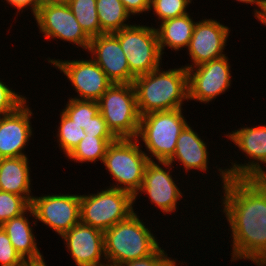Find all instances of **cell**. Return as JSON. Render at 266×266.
Here are the masks:
<instances>
[{
  "instance_id": "obj_12",
  "label": "cell",
  "mask_w": 266,
  "mask_h": 266,
  "mask_svg": "<svg viewBox=\"0 0 266 266\" xmlns=\"http://www.w3.org/2000/svg\"><path fill=\"white\" fill-rule=\"evenodd\" d=\"M46 39L72 42L86 51L91 38L84 32L68 4L40 5L33 16Z\"/></svg>"
},
{
  "instance_id": "obj_4",
  "label": "cell",
  "mask_w": 266,
  "mask_h": 266,
  "mask_svg": "<svg viewBox=\"0 0 266 266\" xmlns=\"http://www.w3.org/2000/svg\"><path fill=\"white\" fill-rule=\"evenodd\" d=\"M138 142L136 138H117L108 146L103 160L116 181V185L109 187L129 192L133 196L140 190L146 166L150 162L147 157L149 153L142 151Z\"/></svg>"
},
{
  "instance_id": "obj_13",
  "label": "cell",
  "mask_w": 266,
  "mask_h": 266,
  "mask_svg": "<svg viewBox=\"0 0 266 266\" xmlns=\"http://www.w3.org/2000/svg\"><path fill=\"white\" fill-rule=\"evenodd\" d=\"M47 60L64 73L72 83L78 93L75 99L98 101L113 84L92 58L64 61L48 58Z\"/></svg>"
},
{
  "instance_id": "obj_18",
  "label": "cell",
  "mask_w": 266,
  "mask_h": 266,
  "mask_svg": "<svg viewBox=\"0 0 266 266\" xmlns=\"http://www.w3.org/2000/svg\"><path fill=\"white\" fill-rule=\"evenodd\" d=\"M32 115L25 101L15 111L0 116V158L26 156L23 151L33 133Z\"/></svg>"
},
{
  "instance_id": "obj_15",
  "label": "cell",
  "mask_w": 266,
  "mask_h": 266,
  "mask_svg": "<svg viewBox=\"0 0 266 266\" xmlns=\"http://www.w3.org/2000/svg\"><path fill=\"white\" fill-rule=\"evenodd\" d=\"M171 169L172 165L169 162L150 161L146 166L141 188L134 196V201L138 198L139 193L144 192L148 195L151 203L160 208L161 212L163 211V214L167 215V213L176 211L177 202L182 199L183 195L170 174Z\"/></svg>"
},
{
  "instance_id": "obj_28",
  "label": "cell",
  "mask_w": 266,
  "mask_h": 266,
  "mask_svg": "<svg viewBox=\"0 0 266 266\" xmlns=\"http://www.w3.org/2000/svg\"><path fill=\"white\" fill-rule=\"evenodd\" d=\"M30 207L31 204L23 196L0 191V226L9 219L22 215Z\"/></svg>"
},
{
  "instance_id": "obj_31",
  "label": "cell",
  "mask_w": 266,
  "mask_h": 266,
  "mask_svg": "<svg viewBox=\"0 0 266 266\" xmlns=\"http://www.w3.org/2000/svg\"><path fill=\"white\" fill-rule=\"evenodd\" d=\"M26 99L0 80V116L15 111Z\"/></svg>"
},
{
  "instance_id": "obj_37",
  "label": "cell",
  "mask_w": 266,
  "mask_h": 266,
  "mask_svg": "<svg viewBox=\"0 0 266 266\" xmlns=\"http://www.w3.org/2000/svg\"><path fill=\"white\" fill-rule=\"evenodd\" d=\"M70 0H40L41 5L68 4Z\"/></svg>"
},
{
  "instance_id": "obj_40",
  "label": "cell",
  "mask_w": 266,
  "mask_h": 266,
  "mask_svg": "<svg viewBox=\"0 0 266 266\" xmlns=\"http://www.w3.org/2000/svg\"><path fill=\"white\" fill-rule=\"evenodd\" d=\"M27 266H39V264H28Z\"/></svg>"
},
{
  "instance_id": "obj_36",
  "label": "cell",
  "mask_w": 266,
  "mask_h": 266,
  "mask_svg": "<svg viewBox=\"0 0 266 266\" xmlns=\"http://www.w3.org/2000/svg\"><path fill=\"white\" fill-rule=\"evenodd\" d=\"M237 2H243V3H246V4H255L257 5V7L259 9H254V15H255V18L259 15L260 11H261V8H262V0H236ZM259 10V11H258Z\"/></svg>"
},
{
  "instance_id": "obj_33",
  "label": "cell",
  "mask_w": 266,
  "mask_h": 266,
  "mask_svg": "<svg viewBox=\"0 0 266 266\" xmlns=\"http://www.w3.org/2000/svg\"><path fill=\"white\" fill-rule=\"evenodd\" d=\"M84 131L86 135L94 137H115L107 128L106 122L100 113L92 118V121L87 128H84Z\"/></svg>"
},
{
  "instance_id": "obj_20",
  "label": "cell",
  "mask_w": 266,
  "mask_h": 266,
  "mask_svg": "<svg viewBox=\"0 0 266 266\" xmlns=\"http://www.w3.org/2000/svg\"><path fill=\"white\" fill-rule=\"evenodd\" d=\"M27 212L29 209L22 215L4 222L1 227L8 235L16 251L28 264H41L45 262V259L37 247L33 228L25 215Z\"/></svg>"
},
{
  "instance_id": "obj_16",
  "label": "cell",
  "mask_w": 266,
  "mask_h": 266,
  "mask_svg": "<svg viewBox=\"0 0 266 266\" xmlns=\"http://www.w3.org/2000/svg\"><path fill=\"white\" fill-rule=\"evenodd\" d=\"M88 52L113 84L133 83L135 76L130 72L119 40L112 33L91 38Z\"/></svg>"
},
{
  "instance_id": "obj_1",
  "label": "cell",
  "mask_w": 266,
  "mask_h": 266,
  "mask_svg": "<svg viewBox=\"0 0 266 266\" xmlns=\"http://www.w3.org/2000/svg\"><path fill=\"white\" fill-rule=\"evenodd\" d=\"M222 188V211L233 237L231 261L266 266V183L261 178H228Z\"/></svg>"
},
{
  "instance_id": "obj_7",
  "label": "cell",
  "mask_w": 266,
  "mask_h": 266,
  "mask_svg": "<svg viewBox=\"0 0 266 266\" xmlns=\"http://www.w3.org/2000/svg\"><path fill=\"white\" fill-rule=\"evenodd\" d=\"M134 196L116 188L80 195V222L106 231L133 213Z\"/></svg>"
},
{
  "instance_id": "obj_27",
  "label": "cell",
  "mask_w": 266,
  "mask_h": 266,
  "mask_svg": "<svg viewBox=\"0 0 266 266\" xmlns=\"http://www.w3.org/2000/svg\"><path fill=\"white\" fill-rule=\"evenodd\" d=\"M59 124L60 126L57 129V142H59V149L63 150L67 157L79 142L86 137V132L63 112L60 113Z\"/></svg>"
},
{
  "instance_id": "obj_6",
  "label": "cell",
  "mask_w": 266,
  "mask_h": 266,
  "mask_svg": "<svg viewBox=\"0 0 266 266\" xmlns=\"http://www.w3.org/2000/svg\"><path fill=\"white\" fill-rule=\"evenodd\" d=\"M97 102L107 128L116 138H137L141 116L133 83L112 84Z\"/></svg>"
},
{
  "instance_id": "obj_38",
  "label": "cell",
  "mask_w": 266,
  "mask_h": 266,
  "mask_svg": "<svg viewBox=\"0 0 266 266\" xmlns=\"http://www.w3.org/2000/svg\"><path fill=\"white\" fill-rule=\"evenodd\" d=\"M262 24L266 25V3H262L259 15L256 17Z\"/></svg>"
},
{
  "instance_id": "obj_35",
  "label": "cell",
  "mask_w": 266,
  "mask_h": 266,
  "mask_svg": "<svg viewBox=\"0 0 266 266\" xmlns=\"http://www.w3.org/2000/svg\"><path fill=\"white\" fill-rule=\"evenodd\" d=\"M5 1L11 6L15 7L18 10L17 12L28 7L32 11L33 15H35L38 12V9L41 5L40 0H5Z\"/></svg>"
},
{
  "instance_id": "obj_3",
  "label": "cell",
  "mask_w": 266,
  "mask_h": 266,
  "mask_svg": "<svg viewBox=\"0 0 266 266\" xmlns=\"http://www.w3.org/2000/svg\"><path fill=\"white\" fill-rule=\"evenodd\" d=\"M137 213L104 231L107 266L121 265L154 253L159 247L154 234Z\"/></svg>"
},
{
  "instance_id": "obj_23",
  "label": "cell",
  "mask_w": 266,
  "mask_h": 266,
  "mask_svg": "<svg viewBox=\"0 0 266 266\" xmlns=\"http://www.w3.org/2000/svg\"><path fill=\"white\" fill-rule=\"evenodd\" d=\"M96 9L104 33H114L131 26L130 23H125L131 14L125 9L121 0H96Z\"/></svg>"
},
{
  "instance_id": "obj_30",
  "label": "cell",
  "mask_w": 266,
  "mask_h": 266,
  "mask_svg": "<svg viewBox=\"0 0 266 266\" xmlns=\"http://www.w3.org/2000/svg\"><path fill=\"white\" fill-rule=\"evenodd\" d=\"M0 263L1 266L28 265V263L16 251L8 235L1 226H0Z\"/></svg>"
},
{
  "instance_id": "obj_25",
  "label": "cell",
  "mask_w": 266,
  "mask_h": 266,
  "mask_svg": "<svg viewBox=\"0 0 266 266\" xmlns=\"http://www.w3.org/2000/svg\"><path fill=\"white\" fill-rule=\"evenodd\" d=\"M68 6L90 38L105 34L99 23L96 0H70Z\"/></svg>"
},
{
  "instance_id": "obj_24",
  "label": "cell",
  "mask_w": 266,
  "mask_h": 266,
  "mask_svg": "<svg viewBox=\"0 0 266 266\" xmlns=\"http://www.w3.org/2000/svg\"><path fill=\"white\" fill-rule=\"evenodd\" d=\"M116 139V137L86 135L67 157L77 163H95L98 160L103 163L108 146Z\"/></svg>"
},
{
  "instance_id": "obj_32",
  "label": "cell",
  "mask_w": 266,
  "mask_h": 266,
  "mask_svg": "<svg viewBox=\"0 0 266 266\" xmlns=\"http://www.w3.org/2000/svg\"><path fill=\"white\" fill-rule=\"evenodd\" d=\"M168 254L159 247L147 257L125 262L116 266H177L176 259L172 260Z\"/></svg>"
},
{
  "instance_id": "obj_19",
  "label": "cell",
  "mask_w": 266,
  "mask_h": 266,
  "mask_svg": "<svg viewBox=\"0 0 266 266\" xmlns=\"http://www.w3.org/2000/svg\"><path fill=\"white\" fill-rule=\"evenodd\" d=\"M206 142L187 124L177 139L174 155L167 161H179L186 172L190 170L208 171V150Z\"/></svg>"
},
{
  "instance_id": "obj_11",
  "label": "cell",
  "mask_w": 266,
  "mask_h": 266,
  "mask_svg": "<svg viewBox=\"0 0 266 266\" xmlns=\"http://www.w3.org/2000/svg\"><path fill=\"white\" fill-rule=\"evenodd\" d=\"M228 56L187 69L188 100L208 103L231 86Z\"/></svg>"
},
{
  "instance_id": "obj_14",
  "label": "cell",
  "mask_w": 266,
  "mask_h": 266,
  "mask_svg": "<svg viewBox=\"0 0 266 266\" xmlns=\"http://www.w3.org/2000/svg\"><path fill=\"white\" fill-rule=\"evenodd\" d=\"M229 29L214 19L196 22L187 47L192 64L185 65V68L190 69L225 56L223 50L226 47Z\"/></svg>"
},
{
  "instance_id": "obj_17",
  "label": "cell",
  "mask_w": 266,
  "mask_h": 266,
  "mask_svg": "<svg viewBox=\"0 0 266 266\" xmlns=\"http://www.w3.org/2000/svg\"><path fill=\"white\" fill-rule=\"evenodd\" d=\"M61 237L76 266H107L103 231L79 222Z\"/></svg>"
},
{
  "instance_id": "obj_26",
  "label": "cell",
  "mask_w": 266,
  "mask_h": 266,
  "mask_svg": "<svg viewBox=\"0 0 266 266\" xmlns=\"http://www.w3.org/2000/svg\"><path fill=\"white\" fill-rule=\"evenodd\" d=\"M62 112L80 127L87 128L92 118L98 115L99 103L94 100L69 98Z\"/></svg>"
},
{
  "instance_id": "obj_10",
  "label": "cell",
  "mask_w": 266,
  "mask_h": 266,
  "mask_svg": "<svg viewBox=\"0 0 266 266\" xmlns=\"http://www.w3.org/2000/svg\"><path fill=\"white\" fill-rule=\"evenodd\" d=\"M29 216L49 226L62 236L80 222V195L54 194L32 198ZM36 222V223H35Z\"/></svg>"
},
{
  "instance_id": "obj_9",
  "label": "cell",
  "mask_w": 266,
  "mask_h": 266,
  "mask_svg": "<svg viewBox=\"0 0 266 266\" xmlns=\"http://www.w3.org/2000/svg\"><path fill=\"white\" fill-rule=\"evenodd\" d=\"M226 137L252 160L244 164L230 162L232 166L224 170L220 167L218 171L222 183L224 184L228 178H262L266 173L264 167L260 165L262 163L266 165V125L251 126V128L246 125L228 133Z\"/></svg>"
},
{
  "instance_id": "obj_39",
  "label": "cell",
  "mask_w": 266,
  "mask_h": 266,
  "mask_svg": "<svg viewBox=\"0 0 266 266\" xmlns=\"http://www.w3.org/2000/svg\"><path fill=\"white\" fill-rule=\"evenodd\" d=\"M266 183V173L261 178Z\"/></svg>"
},
{
  "instance_id": "obj_22",
  "label": "cell",
  "mask_w": 266,
  "mask_h": 266,
  "mask_svg": "<svg viewBox=\"0 0 266 266\" xmlns=\"http://www.w3.org/2000/svg\"><path fill=\"white\" fill-rule=\"evenodd\" d=\"M195 23L189 13L162 21L160 28H156L161 54L167 46L175 51L187 48Z\"/></svg>"
},
{
  "instance_id": "obj_34",
  "label": "cell",
  "mask_w": 266,
  "mask_h": 266,
  "mask_svg": "<svg viewBox=\"0 0 266 266\" xmlns=\"http://www.w3.org/2000/svg\"><path fill=\"white\" fill-rule=\"evenodd\" d=\"M121 2L131 15L148 12L151 7V0H121Z\"/></svg>"
},
{
  "instance_id": "obj_2",
  "label": "cell",
  "mask_w": 266,
  "mask_h": 266,
  "mask_svg": "<svg viewBox=\"0 0 266 266\" xmlns=\"http://www.w3.org/2000/svg\"><path fill=\"white\" fill-rule=\"evenodd\" d=\"M160 69L137 76L133 81L140 116L182 108L183 101H188L187 69L183 65L166 71Z\"/></svg>"
},
{
  "instance_id": "obj_21",
  "label": "cell",
  "mask_w": 266,
  "mask_h": 266,
  "mask_svg": "<svg viewBox=\"0 0 266 266\" xmlns=\"http://www.w3.org/2000/svg\"><path fill=\"white\" fill-rule=\"evenodd\" d=\"M28 162L27 156L0 158V191L23 196L31 204L34 196Z\"/></svg>"
},
{
  "instance_id": "obj_8",
  "label": "cell",
  "mask_w": 266,
  "mask_h": 266,
  "mask_svg": "<svg viewBox=\"0 0 266 266\" xmlns=\"http://www.w3.org/2000/svg\"><path fill=\"white\" fill-rule=\"evenodd\" d=\"M112 34L119 40L130 72L135 77L161 67L162 54L156 28L134 24Z\"/></svg>"
},
{
  "instance_id": "obj_5",
  "label": "cell",
  "mask_w": 266,
  "mask_h": 266,
  "mask_svg": "<svg viewBox=\"0 0 266 266\" xmlns=\"http://www.w3.org/2000/svg\"><path fill=\"white\" fill-rule=\"evenodd\" d=\"M182 108L155 111L140 117L139 132L136 139L144 142L150 161L167 162L176 149L177 139L188 124L182 113Z\"/></svg>"
},
{
  "instance_id": "obj_29",
  "label": "cell",
  "mask_w": 266,
  "mask_h": 266,
  "mask_svg": "<svg viewBox=\"0 0 266 266\" xmlns=\"http://www.w3.org/2000/svg\"><path fill=\"white\" fill-rule=\"evenodd\" d=\"M192 0H151L150 11L158 17L160 22L187 14V7Z\"/></svg>"
}]
</instances>
